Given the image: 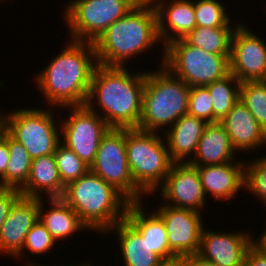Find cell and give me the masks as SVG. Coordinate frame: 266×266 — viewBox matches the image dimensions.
Here are the masks:
<instances>
[{
    "label": "cell",
    "instance_id": "obj_37",
    "mask_svg": "<svg viewBox=\"0 0 266 266\" xmlns=\"http://www.w3.org/2000/svg\"><path fill=\"white\" fill-rule=\"evenodd\" d=\"M243 266H266V254L253 243L245 254Z\"/></svg>",
    "mask_w": 266,
    "mask_h": 266
},
{
    "label": "cell",
    "instance_id": "obj_20",
    "mask_svg": "<svg viewBox=\"0 0 266 266\" xmlns=\"http://www.w3.org/2000/svg\"><path fill=\"white\" fill-rule=\"evenodd\" d=\"M206 125L205 121L187 113L164 131L167 149L174 163H187L193 158Z\"/></svg>",
    "mask_w": 266,
    "mask_h": 266
},
{
    "label": "cell",
    "instance_id": "obj_24",
    "mask_svg": "<svg viewBox=\"0 0 266 266\" xmlns=\"http://www.w3.org/2000/svg\"><path fill=\"white\" fill-rule=\"evenodd\" d=\"M22 196L32 198H61L65 191L54 154L32 159L27 183L19 190Z\"/></svg>",
    "mask_w": 266,
    "mask_h": 266
},
{
    "label": "cell",
    "instance_id": "obj_40",
    "mask_svg": "<svg viewBox=\"0 0 266 266\" xmlns=\"http://www.w3.org/2000/svg\"><path fill=\"white\" fill-rule=\"evenodd\" d=\"M29 260H27V262L25 263L26 264V266H46L45 264H39L38 262L36 263H34L33 261H29ZM33 262V263H32ZM91 263H81V264H77V265H72V264H70V265H68V266H92V265H90ZM62 266H67V265H62Z\"/></svg>",
    "mask_w": 266,
    "mask_h": 266
},
{
    "label": "cell",
    "instance_id": "obj_27",
    "mask_svg": "<svg viewBox=\"0 0 266 266\" xmlns=\"http://www.w3.org/2000/svg\"><path fill=\"white\" fill-rule=\"evenodd\" d=\"M235 28L196 27L185 38L189 45L206 52L230 55L231 39Z\"/></svg>",
    "mask_w": 266,
    "mask_h": 266
},
{
    "label": "cell",
    "instance_id": "obj_19",
    "mask_svg": "<svg viewBox=\"0 0 266 266\" xmlns=\"http://www.w3.org/2000/svg\"><path fill=\"white\" fill-rule=\"evenodd\" d=\"M237 152L253 151L266 146V132L247 107L239 100L220 122Z\"/></svg>",
    "mask_w": 266,
    "mask_h": 266
},
{
    "label": "cell",
    "instance_id": "obj_33",
    "mask_svg": "<svg viewBox=\"0 0 266 266\" xmlns=\"http://www.w3.org/2000/svg\"><path fill=\"white\" fill-rule=\"evenodd\" d=\"M56 240L52 237L51 233L46 229V227L41 223V221H37L31 230L27 233L24 241V246L22 251L16 256L18 259L24 256L25 251L34 255H45V253L52 251L54 246L56 245Z\"/></svg>",
    "mask_w": 266,
    "mask_h": 266
},
{
    "label": "cell",
    "instance_id": "obj_12",
    "mask_svg": "<svg viewBox=\"0 0 266 266\" xmlns=\"http://www.w3.org/2000/svg\"><path fill=\"white\" fill-rule=\"evenodd\" d=\"M246 23H239L232 34L230 73L240 82L266 81V43Z\"/></svg>",
    "mask_w": 266,
    "mask_h": 266
},
{
    "label": "cell",
    "instance_id": "obj_8",
    "mask_svg": "<svg viewBox=\"0 0 266 266\" xmlns=\"http://www.w3.org/2000/svg\"><path fill=\"white\" fill-rule=\"evenodd\" d=\"M162 52V66L189 87H205L230 74V55L206 52L184 39L167 44Z\"/></svg>",
    "mask_w": 266,
    "mask_h": 266
},
{
    "label": "cell",
    "instance_id": "obj_13",
    "mask_svg": "<svg viewBox=\"0 0 266 266\" xmlns=\"http://www.w3.org/2000/svg\"><path fill=\"white\" fill-rule=\"evenodd\" d=\"M155 213L163 220L173 260L198 254L201 233L205 226L203 213L159 203Z\"/></svg>",
    "mask_w": 266,
    "mask_h": 266
},
{
    "label": "cell",
    "instance_id": "obj_9",
    "mask_svg": "<svg viewBox=\"0 0 266 266\" xmlns=\"http://www.w3.org/2000/svg\"><path fill=\"white\" fill-rule=\"evenodd\" d=\"M136 5L133 0H69L63 12L70 39L94 43Z\"/></svg>",
    "mask_w": 266,
    "mask_h": 266
},
{
    "label": "cell",
    "instance_id": "obj_28",
    "mask_svg": "<svg viewBox=\"0 0 266 266\" xmlns=\"http://www.w3.org/2000/svg\"><path fill=\"white\" fill-rule=\"evenodd\" d=\"M9 162L5 172V187L20 190L28 181L32 158L25 147L8 134Z\"/></svg>",
    "mask_w": 266,
    "mask_h": 266
},
{
    "label": "cell",
    "instance_id": "obj_18",
    "mask_svg": "<svg viewBox=\"0 0 266 266\" xmlns=\"http://www.w3.org/2000/svg\"><path fill=\"white\" fill-rule=\"evenodd\" d=\"M245 160H235L219 165L197 167L205 195L215 200L231 203V199L241 190L244 191ZM241 189V190H240Z\"/></svg>",
    "mask_w": 266,
    "mask_h": 266
},
{
    "label": "cell",
    "instance_id": "obj_39",
    "mask_svg": "<svg viewBox=\"0 0 266 266\" xmlns=\"http://www.w3.org/2000/svg\"><path fill=\"white\" fill-rule=\"evenodd\" d=\"M262 232L258 238L254 236L253 243L266 254V227Z\"/></svg>",
    "mask_w": 266,
    "mask_h": 266
},
{
    "label": "cell",
    "instance_id": "obj_29",
    "mask_svg": "<svg viewBox=\"0 0 266 266\" xmlns=\"http://www.w3.org/2000/svg\"><path fill=\"white\" fill-rule=\"evenodd\" d=\"M193 5L196 27L236 28L240 23L236 22L232 27V18L220 0H194Z\"/></svg>",
    "mask_w": 266,
    "mask_h": 266
},
{
    "label": "cell",
    "instance_id": "obj_36",
    "mask_svg": "<svg viewBox=\"0 0 266 266\" xmlns=\"http://www.w3.org/2000/svg\"><path fill=\"white\" fill-rule=\"evenodd\" d=\"M9 158L8 133L2 125V136L0 137V187H5V172Z\"/></svg>",
    "mask_w": 266,
    "mask_h": 266
},
{
    "label": "cell",
    "instance_id": "obj_42",
    "mask_svg": "<svg viewBox=\"0 0 266 266\" xmlns=\"http://www.w3.org/2000/svg\"><path fill=\"white\" fill-rule=\"evenodd\" d=\"M136 4L151 3L153 0H133Z\"/></svg>",
    "mask_w": 266,
    "mask_h": 266
},
{
    "label": "cell",
    "instance_id": "obj_11",
    "mask_svg": "<svg viewBox=\"0 0 266 266\" xmlns=\"http://www.w3.org/2000/svg\"><path fill=\"white\" fill-rule=\"evenodd\" d=\"M65 108L71 112L69 111L70 114L60 121L61 143L91 166L100 141L110 127L86 105Z\"/></svg>",
    "mask_w": 266,
    "mask_h": 266
},
{
    "label": "cell",
    "instance_id": "obj_25",
    "mask_svg": "<svg viewBox=\"0 0 266 266\" xmlns=\"http://www.w3.org/2000/svg\"><path fill=\"white\" fill-rule=\"evenodd\" d=\"M47 199L49 200L48 206L51 207L45 209L43 205L46 203L45 200L39 198V221L51 233L57 243L58 240L64 241L71 238V235L77 234L78 231L89 230L80 220L78 214L62 198Z\"/></svg>",
    "mask_w": 266,
    "mask_h": 266
},
{
    "label": "cell",
    "instance_id": "obj_6",
    "mask_svg": "<svg viewBox=\"0 0 266 266\" xmlns=\"http://www.w3.org/2000/svg\"><path fill=\"white\" fill-rule=\"evenodd\" d=\"M163 134L138 128L126 129V154L134 184L153 196L163 184L174 163Z\"/></svg>",
    "mask_w": 266,
    "mask_h": 266
},
{
    "label": "cell",
    "instance_id": "obj_30",
    "mask_svg": "<svg viewBox=\"0 0 266 266\" xmlns=\"http://www.w3.org/2000/svg\"><path fill=\"white\" fill-rule=\"evenodd\" d=\"M240 101L266 132V81L241 82Z\"/></svg>",
    "mask_w": 266,
    "mask_h": 266
},
{
    "label": "cell",
    "instance_id": "obj_1",
    "mask_svg": "<svg viewBox=\"0 0 266 266\" xmlns=\"http://www.w3.org/2000/svg\"><path fill=\"white\" fill-rule=\"evenodd\" d=\"M69 41L34 76L35 86L50 108L85 105L92 76L98 65L94 43L72 39Z\"/></svg>",
    "mask_w": 266,
    "mask_h": 266
},
{
    "label": "cell",
    "instance_id": "obj_4",
    "mask_svg": "<svg viewBox=\"0 0 266 266\" xmlns=\"http://www.w3.org/2000/svg\"><path fill=\"white\" fill-rule=\"evenodd\" d=\"M89 231L105 233L125 219L129 201L99 175L88 171L65 187L61 197Z\"/></svg>",
    "mask_w": 266,
    "mask_h": 266
},
{
    "label": "cell",
    "instance_id": "obj_16",
    "mask_svg": "<svg viewBox=\"0 0 266 266\" xmlns=\"http://www.w3.org/2000/svg\"><path fill=\"white\" fill-rule=\"evenodd\" d=\"M39 220V198L21 196L0 230V255L13 258L22 251L27 233Z\"/></svg>",
    "mask_w": 266,
    "mask_h": 266
},
{
    "label": "cell",
    "instance_id": "obj_43",
    "mask_svg": "<svg viewBox=\"0 0 266 266\" xmlns=\"http://www.w3.org/2000/svg\"><path fill=\"white\" fill-rule=\"evenodd\" d=\"M2 136V124L0 123V137Z\"/></svg>",
    "mask_w": 266,
    "mask_h": 266
},
{
    "label": "cell",
    "instance_id": "obj_3",
    "mask_svg": "<svg viewBox=\"0 0 266 266\" xmlns=\"http://www.w3.org/2000/svg\"><path fill=\"white\" fill-rule=\"evenodd\" d=\"M161 43L153 3L137 4L94 42L98 64L126 67L127 61Z\"/></svg>",
    "mask_w": 266,
    "mask_h": 266
},
{
    "label": "cell",
    "instance_id": "obj_38",
    "mask_svg": "<svg viewBox=\"0 0 266 266\" xmlns=\"http://www.w3.org/2000/svg\"><path fill=\"white\" fill-rule=\"evenodd\" d=\"M182 266H216L212 261H208L198 254L183 256L178 258Z\"/></svg>",
    "mask_w": 266,
    "mask_h": 266
},
{
    "label": "cell",
    "instance_id": "obj_21",
    "mask_svg": "<svg viewBox=\"0 0 266 266\" xmlns=\"http://www.w3.org/2000/svg\"><path fill=\"white\" fill-rule=\"evenodd\" d=\"M142 203H129L125 219L147 240L156 254L165 262L172 261L173 251L168 245L167 231L163 220L153 210L150 215L145 212Z\"/></svg>",
    "mask_w": 266,
    "mask_h": 266
},
{
    "label": "cell",
    "instance_id": "obj_17",
    "mask_svg": "<svg viewBox=\"0 0 266 266\" xmlns=\"http://www.w3.org/2000/svg\"><path fill=\"white\" fill-rule=\"evenodd\" d=\"M152 3L157 13L162 49L175 40L185 38L196 28L193 0H153Z\"/></svg>",
    "mask_w": 266,
    "mask_h": 266
},
{
    "label": "cell",
    "instance_id": "obj_23",
    "mask_svg": "<svg viewBox=\"0 0 266 266\" xmlns=\"http://www.w3.org/2000/svg\"><path fill=\"white\" fill-rule=\"evenodd\" d=\"M111 231L118 236L116 239L124 259L123 266H160L165 262L126 219L110 228L105 236H108L107 234Z\"/></svg>",
    "mask_w": 266,
    "mask_h": 266
},
{
    "label": "cell",
    "instance_id": "obj_5",
    "mask_svg": "<svg viewBox=\"0 0 266 266\" xmlns=\"http://www.w3.org/2000/svg\"><path fill=\"white\" fill-rule=\"evenodd\" d=\"M158 68L153 72L146 71L138 129L159 133L188 113L191 87L173 76L162 62Z\"/></svg>",
    "mask_w": 266,
    "mask_h": 266
},
{
    "label": "cell",
    "instance_id": "obj_10",
    "mask_svg": "<svg viewBox=\"0 0 266 266\" xmlns=\"http://www.w3.org/2000/svg\"><path fill=\"white\" fill-rule=\"evenodd\" d=\"M90 171L119 191L130 203L146 196L131 176L126 154V129L110 128L102 137Z\"/></svg>",
    "mask_w": 266,
    "mask_h": 266
},
{
    "label": "cell",
    "instance_id": "obj_32",
    "mask_svg": "<svg viewBox=\"0 0 266 266\" xmlns=\"http://www.w3.org/2000/svg\"><path fill=\"white\" fill-rule=\"evenodd\" d=\"M245 162L244 190L266 207V155ZM248 190V191H247ZM266 210V209H265Z\"/></svg>",
    "mask_w": 266,
    "mask_h": 266
},
{
    "label": "cell",
    "instance_id": "obj_15",
    "mask_svg": "<svg viewBox=\"0 0 266 266\" xmlns=\"http://www.w3.org/2000/svg\"><path fill=\"white\" fill-rule=\"evenodd\" d=\"M252 233L221 232L203 227L198 255L216 266H243L248 248L253 244Z\"/></svg>",
    "mask_w": 266,
    "mask_h": 266
},
{
    "label": "cell",
    "instance_id": "obj_26",
    "mask_svg": "<svg viewBox=\"0 0 266 266\" xmlns=\"http://www.w3.org/2000/svg\"><path fill=\"white\" fill-rule=\"evenodd\" d=\"M240 81L233 74L206 85L213 98V123L221 122L240 100Z\"/></svg>",
    "mask_w": 266,
    "mask_h": 266
},
{
    "label": "cell",
    "instance_id": "obj_35",
    "mask_svg": "<svg viewBox=\"0 0 266 266\" xmlns=\"http://www.w3.org/2000/svg\"><path fill=\"white\" fill-rule=\"evenodd\" d=\"M22 196L20 191L12 187H0V230L14 203Z\"/></svg>",
    "mask_w": 266,
    "mask_h": 266
},
{
    "label": "cell",
    "instance_id": "obj_22",
    "mask_svg": "<svg viewBox=\"0 0 266 266\" xmlns=\"http://www.w3.org/2000/svg\"><path fill=\"white\" fill-rule=\"evenodd\" d=\"M235 153L224 126L220 122L208 123L188 163L195 167L224 164L237 160Z\"/></svg>",
    "mask_w": 266,
    "mask_h": 266
},
{
    "label": "cell",
    "instance_id": "obj_14",
    "mask_svg": "<svg viewBox=\"0 0 266 266\" xmlns=\"http://www.w3.org/2000/svg\"><path fill=\"white\" fill-rule=\"evenodd\" d=\"M166 205L187 208L203 213L206 195L197 167L187 163H173L163 184L156 190Z\"/></svg>",
    "mask_w": 266,
    "mask_h": 266
},
{
    "label": "cell",
    "instance_id": "obj_41",
    "mask_svg": "<svg viewBox=\"0 0 266 266\" xmlns=\"http://www.w3.org/2000/svg\"><path fill=\"white\" fill-rule=\"evenodd\" d=\"M160 266H182L179 259H175L172 261L164 262Z\"/></svg>",
    "mask_w": 266,
    "mask_h": 266
},
{
    "label": "cell",
    "instance_id": "obj_2",
    "mask_svg": "<svg viewBox=\"0 0 266 266\" xmlns=\"http://www.w3.org/2000/svg\"><path fill=\"white\" fill-rule=\"evenodd\" d=\"M129 71L126 67L98 64L93 73L85 105L110 128H138L146 71L135 74ZM96 106L100 107L102 114Z\"/></svg>",
    "mask_w": 266,
    "mask_h": 266
},
{
    "label": "cell",
    "instance_id": "obj_7",
    "mask_svg": "<svg viewBox=\"0 0 266 266\" xmlns=\"http://www.w3.org/2000/svg\"><path fill=\"white\" fill-rule=\"evenodd\" d=\"M45 107L24 106L9 113L0 111V123L4 130L25 147L32 159L54 154L61 143V129L54 119L55 111Z\"/></svg>",
    "mask_w": 266,
    "mask_h": 266
},
{
    "label": "cell",
    "instance_id": "obj_31",
    "mask_svg": "<svg viewBox=\"0 0 266 266\" xmlns=\"http://www.w3.org/2000/svg\"><path fill=\"white\" fill-rule=\"evenodd\" d=\"M54 157L60 180L65 187L90 170V166L62 143L57 146Z\"/></svg>",
    "mask_w": 266,
    "mask_h": 266
},
{
    "label": "cell",
    "instance_id": "obj_34",
    "mask_svg": "<svg viewBox=\"0 0 266 266\" xmlns=\"http://www.w3.org/2000/svg\"><path fill=\"white\" fill-rule=\"evenodd\" d=\"M188 114L208 123H213V98L208 89L192 86L189 93Z\"/></svg>",
    "mask_w": 266,
    "mask_h": 266
}]
</instances>
